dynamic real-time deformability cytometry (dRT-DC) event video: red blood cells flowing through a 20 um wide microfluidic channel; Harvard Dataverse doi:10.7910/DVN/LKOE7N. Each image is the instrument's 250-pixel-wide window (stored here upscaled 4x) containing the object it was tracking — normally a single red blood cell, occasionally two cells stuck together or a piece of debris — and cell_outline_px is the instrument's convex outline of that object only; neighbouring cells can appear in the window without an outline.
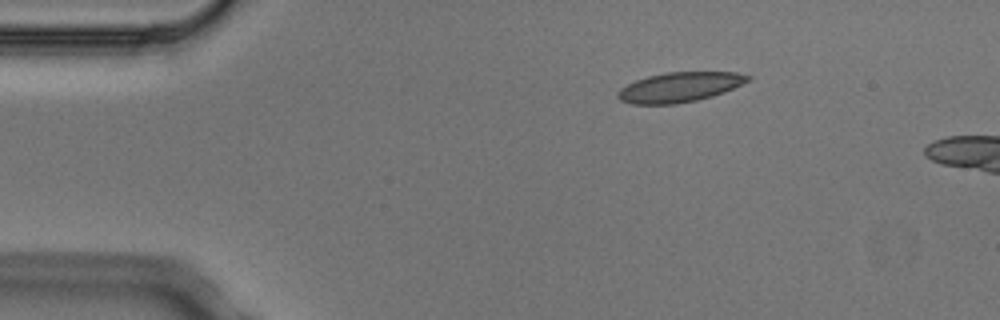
{"species": "Egyptian fruit bat (a non-hibernating species)", "species_latin": "Rousettus aegyptiacus", "temperature_condition": "cold", "stored_images_in_passage": 3, "camera_frame_rate_fps": 3000, "um_per_image_px": 0.085, "animal": {"sex": "male"}, "frame": {"image": 1, "passage_image": 1, "time_ms": 0.0, "image_size_px": [1000, 320], "cell_outline_px": [[752, 80], [724, 92], [712, 96], [696, 100], [676, 104], [632, 104], [620, 100], [616, 96], [620, 88], [636, 80], [648, 76], [668, 72], [736, 72], [752, 76]], "centroid_in_image_um": [57.79, 7.4], "position_along_channel_um": 27.2, "area_um2": 22.6}}